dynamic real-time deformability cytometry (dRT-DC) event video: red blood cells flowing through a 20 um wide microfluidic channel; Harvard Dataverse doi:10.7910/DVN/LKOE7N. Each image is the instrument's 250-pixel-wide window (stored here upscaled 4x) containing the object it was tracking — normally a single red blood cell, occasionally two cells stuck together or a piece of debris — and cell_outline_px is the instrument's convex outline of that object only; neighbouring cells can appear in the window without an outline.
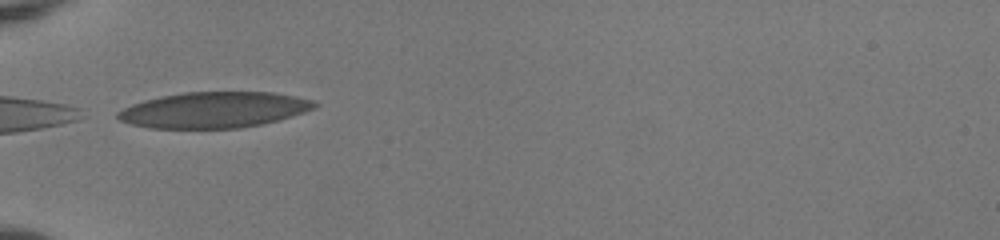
{"species": "human", "species_latin": "Homo sapiens", "temperature_condition": "room temperature", "stored_images_in_passage": 34, "camera_frame_rate_fps": 3000, "um_per_image_px": 0.085, "donor": {"sex": "female"}, "frame": {"image": 1, "passage_image": 1, "time_ms": 0.0, "image_size_px": [1000, 240], "cell_outline_px": [[320, 104], [316, 108], [292, 116], [260, 124], [240, 128], [148, 128], [132, 124], [120, 120], [116, 116], [116, 112], [132, 104], [144, 100], [160, 96], [184, 92], [272, 92], [296, 96], [316, 100]], "centroid_in_image_um": [18.21, 9.33], "position_along_channel_um": 66.8, "area_um2": 41.21}}
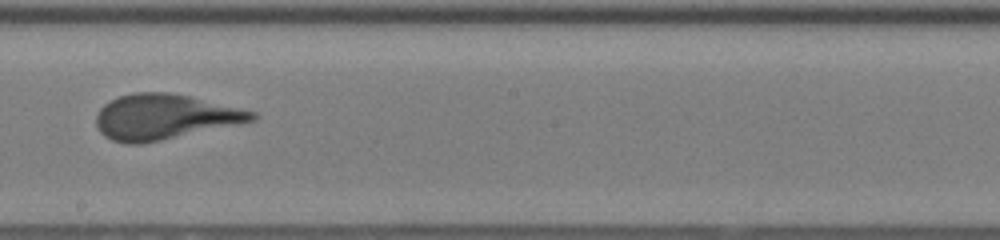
{"frame": {"image": 2, "passage_image": 14, "time_ms": 4.333, "image_size_px": [1000, 240], "cell_outline_px": [[256, 120], [160, 140], [140, 144], [128, 144], [112, 140], [104, 136], [100, 132], [96, 124], [96, 116], [100, 108], [104, 104], [120, 96], [136, 92], [164, 92], [188, 96], [256, 112]], "centroid_in_image_um": [13.93, 9.94], "position_along_channel_um": 234.3, "area_um2": 40.4}}
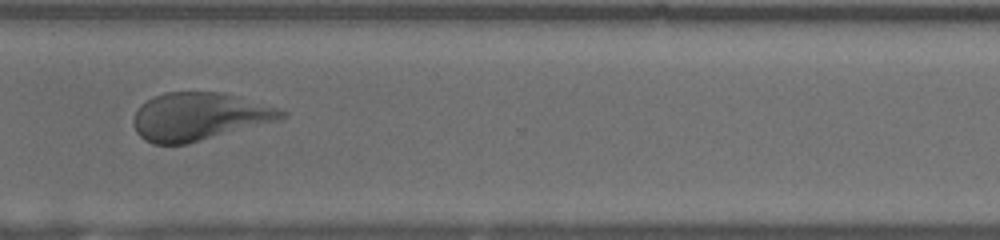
{"frame": {"image": 3, "passage_image": 23, "time_ms": 7.333, "image_size_px": [1000, 240], "cell_outline_px": [[288, 116], [280, 120], [188, 144], [152, 144], [144, 140], [136, 132], [132, 120], [140, 104], [164, 92], [224, 92], [276, 108], [288, 112]], "centroid_in_image_um": [16.92, 9.92], "position_along_channel_um": 353.7, "area_um2": 41.27}, "authors_computed_cell_mechanics": {"area_um2": 40.6045, "velocity_mm_per_s": 3.9835, "shape_relaxation_time_tau1_ms": 2.9158, "shape_relaxation_time_tau2_ms": null, "deformation_change_tau1": 0.1601, "deformation_change_tau2": null}}